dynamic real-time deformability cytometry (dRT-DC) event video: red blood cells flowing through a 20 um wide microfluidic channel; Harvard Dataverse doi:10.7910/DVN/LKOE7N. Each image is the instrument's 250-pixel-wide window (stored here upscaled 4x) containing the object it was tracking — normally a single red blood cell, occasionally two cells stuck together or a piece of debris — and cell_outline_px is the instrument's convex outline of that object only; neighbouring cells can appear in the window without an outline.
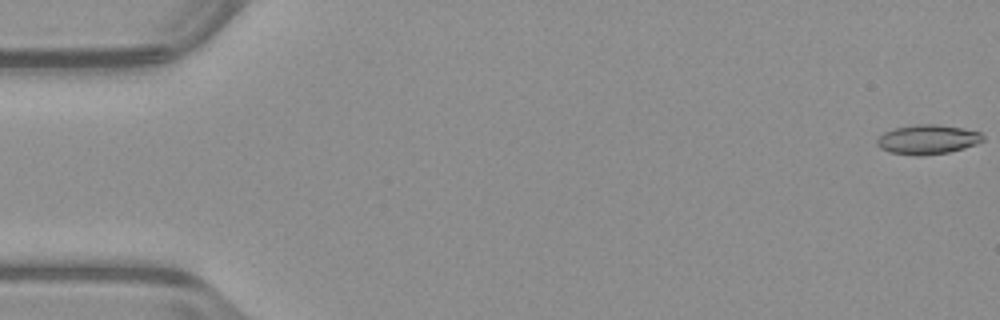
{"species": "common noctule bat (a hibernating species)", "species_latin": "Nyctalus noctula", "temperature_condition": "warm", "stored_images_in_passage": 53, "camera_frame_rate_fps": 3000, "um_per_image_px": 0.085, "animal": {"sex": "male", "body_mass_g": 23.1, "forearm_length_mm": 52.7}, "frame": {"image": 1, "passage_image": 1, "time_ms": 0.0, "image_size_px": [1000, 320], "cell_outline_px": [[984, 140], [976, 144], [964, 148], [948, 152], [920, 156], [916, 156], [888, 152], [880, 148], [876, 144], [876, 140], [884, 132], [896, 128], [916, 124], [936, 124], [964, 128], [980, 132], [984, 136]], "centroid_in_image_um": [78.84, 11.86], "position_along_channel_um": 6.2, "area_um2": 18.26}}
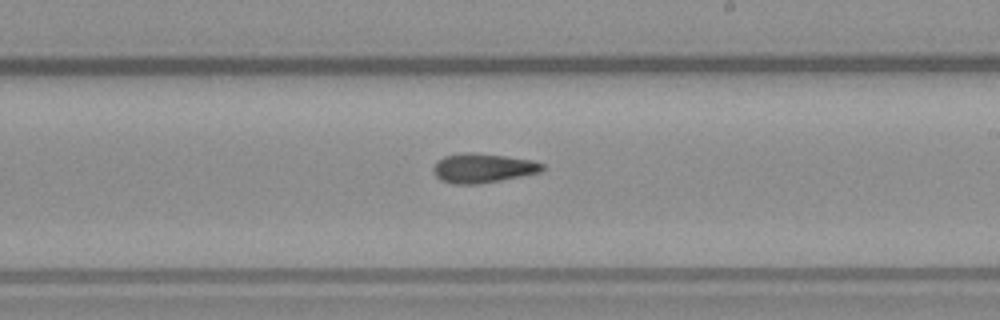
{"frame": {"image": 2, "passage_image": 31, "time_ms": 10.0, "image_size_px": [1000, 320], "cell_outline_px": [[544, 172], [500, 180], [476, 184], [452, 184], [440, 180], [432, 172], [432, 168], [436, 160], [444, 156], [468, 152], [472, 152], [504, 156], [532, 160], [544, 164]], "centroid_in_image_um": [41.02, 14.29], "position_along_channel_um": 248.0, "area_um2": 18.79}}
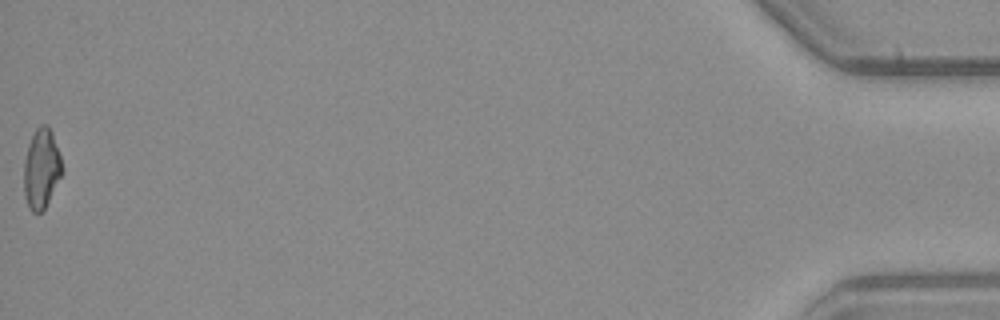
{"frame": {"image": 3, "passage_image": 53, "time_ms": 17.333, "image_size_px": [1000, 320], "cell_outline_px": [[64, 172], [44, 208], [40, 212], [32, 212], [28, 208], [24, 196], [24, 160], [28, 144], [36, 128], [40, 124], [48, 124], [52, 132], [64, 168]], "centroid_in_image_um": [3.52, 14.32], "position_along_channel_um": 431.7, "area_um2": 17.92}, "authors_computed_cell_mechanics": {"area_um2": 18.0914, "velocity_mm_per_s": 3.9768, "shape_relaxation_time_tau1_ms": null, "shape_relaxation_time_tau2_ms": 2.3169, "deformation_change_tau1": null, "deformation_change_tau2": 0.1061}}